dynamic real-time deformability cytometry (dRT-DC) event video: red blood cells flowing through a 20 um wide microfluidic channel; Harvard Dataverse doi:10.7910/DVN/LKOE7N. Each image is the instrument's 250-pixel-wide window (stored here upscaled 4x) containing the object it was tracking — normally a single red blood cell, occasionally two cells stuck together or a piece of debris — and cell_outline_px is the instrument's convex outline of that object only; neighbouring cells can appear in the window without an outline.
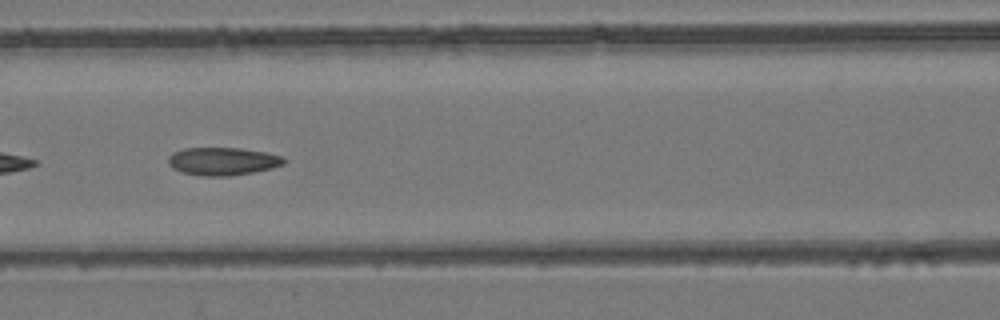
{"species": "common noctule bat (a hibernating species)", "species_latin": "Nyctalus noctula", "temperature_condition": "room temperature", "stored_images_in_passage": 56, "camera_frame_rate_fps": 3000, "um_per_image_px": 0.085, "animal": {"sex": "female", "body_mass_g": 24.6, "forearm_length_mm": 56.2}, "frame": {"image": 1, "passage_image": 25, "time_ms": 8.0, "image_size_px": [1000, 320], "cell_outline_px": [[288, 160], [284, 164], [272, 168], [252, 172], [228, 176], [204, 176], [184, 172], [172, 168], [168, 164], [168, 156], [172, 152], [184, 148], [240, 148], [264, 152], [284, 156]], "centroid_in_image_um": [18.94, 13.7], "position_along_channel_um": 147.7, "area_um2": 18.84}, "authors_computed_cell_mechanics": {"area_um2": 18.9295, "velocity_mm_per_s": 3.782, "shape_relaxation_time_tau1_ms": 9.8364, "shape_relaxation_time_tau2_ms": 3.3636, "deformation_change_tau1": 0.1916, "deformation_change_tau2": 0.1152}}